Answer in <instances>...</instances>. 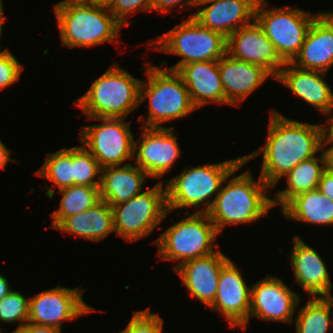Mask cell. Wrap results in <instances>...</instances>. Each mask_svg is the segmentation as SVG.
<instances>
[{
	"mask_svg": "<svg viewBox=\"0 0 333 333\" xmlns=\"http://www.w3.org/2000/svg\"><path fill=\"white\" fill-rule=\"evenodd\" d=\"M327 144L331 145V147L324 150L326 165L328 170H333V132H324L323 147Z\"/></svg>",
	"mask_w": 333,
	"mask_h": 333,
	"instance_id": "f35d334b",
	"label": "cell"
},
{
	"mask_svg": "<svg viewBox=\"0 0 333 333\" xmlns=\"http://www.w3.org/2000/svg\"><path fill=\"white\" fill-rule=\"evenodd\" d=\"M83 290L57 286L45 290L30 299L28 323L44 325L61 330L63 321L97 311L83 299Z\"/></svg>",
	"mask_w": 333,
	"mask_h": 333,
	"instance_id": "7c38bea8",
	"label": "cell"
},
{
	"mask_svg": "<svg viewBox=\"0 0 333 333\" xmlns=\"http://www.w3.org/2000/svg\"><path fill=\"white\" fill-rule=\"evenodd\" d=\"M13 289L9 287V281L6 277L0 274V301L8 295Z\"/></svg>",
	"mask_w": 333,
	"mask_h": 333,
	"instance_id": "60d3db41",
	"label": "cell"
},
{
	"mask_svg": "<svg viewBox=\"0 0 333 333\" xmlns=\"http://www.w3.org/2000/svg\"><path fill=\"white\" fill-rule=\"evenodd\" d=\"M266 5L267 1L255 9V20L274 45L280 59L284 63L292 62L298 55L313 20L319 14L313 15L288 6L266 10Z\"/></svg>",
	"mask_w": 333,
	"mask_h": 333,
	"instance_id": "30bf717a",
	"label": "cell"
},
{
	"mask_svg": "<svg viewBox=\"0 0 333 333\" xmlns=\"http://www.w3.org/2000/svg\"><path fill=\"white\" fill-rule=\"evenodd\" d=\"M227 53L235 59L265 68L274 80L285 64L256 20L227 38Z\"/></svg>",
	"mask_w": 333,
	"mask_h": 333,
	"instance_id": "2e32d148",
	"label": "cell"
},
{
	"mask_svg": "<svg viewBox=\"0 0 333 333\" xmlns=\"http://www.w3.org/2000/svg\"><path fill=\"white\" fill-rule=\"evenodd\" d=\"M61 43L69 48L118 43L122 25L106 5L92 2H59L54 5Z\"/></svg>",
	"mask_w": 333,
	"mask_h": 333,
	"instance_id": "3957f363",
	"label": "cell"
},
{
	"mask_svg": "<svg viewBox=\"0 0 333 333\" xmlns=\"http://www.w3.org/2000/svg\"><path fill=\"white\" fill-rule=\"evenodd\" d=\"M30 299L20 292L12 290L0 301V320L5 323L19 321L18 330L28 322ZM26 323H23V322ZM21 322V323H20Z\"/></svg>",
	"mask_w": 333,
	"mask_h": 333,
	"instance_id": "1f68e13d",
	"label": "cell"
},
{
	"mask_svg": "<svg viewBox=\"0 0 333 333\" xmlns=\"http://www.w3.org/2000/svg\"><path fill=\"white\" fill-rule=\"evenodd\" d=\"M250 173L233 177L216 195L208 215L219 234L226 225L253 223L274 207L266 193L271 187L260 176L254 181Z\"/></svg>",
	"mask_w": 333,
	"mask_h": 333,
	"instance_id": "277c9868",
	"label": "cell"
},
{
	"mask_svg": "<svg viewBox=\"0 0 333 333\" xmlns=\"http://www.w3.org/2000/svg\"><path fill=\"white\" fill-rule=\"evenodd\" d=\"M326 169L327 165L324 151L319 157L314 156L298 163L284 175L287 178V188L276 193L275 199H272L273 206L280 204L282 209L298 194L317 189L322 173Z\"/></svg>",
	"mask_w": 333,
	"mask_h": 333,
	"instance_id": "4316f807",
	"label": "cell"
},
{
	"mask_svg": "<svg viewBox=\"0 0 333 333\" xmlns=\"http://www.w3.org/2000/svg\"><path fill=\"white\" fill-rule=\"evenodd\" d=\"M229 260L217 250L210 255L186 261L174 271L183 280L191 296L209 307L217 294L221 268Z\"/></svg>",
	"mask_w": 333,
	"mask_h": 333,
	"instance_id": "ac0fdd59",
	"label": "cell"
},
{
	"mask_svg": "<svg viewBox=\"0 0 333 333\" xmlns=\"http://www.w3.org/2000/svg\"><path fill=\"white\" fill-rule=\"evenodd\" d=\"M293 249L290 265L294 271L295 281L302 286L310 297L332 296L331 280L324 260L318 252L308 246L298 235L293 237Z\"/></svg>",
	"mask_w": 333,
	"mask_h": 333,
	"instance_id": "44dd1931",
	"label": "cell"
},
{
	"mask_svg": "<svg viewBox=\"0 0 333 333\" xmlns=\"http://www.w3.org/2000/svg\"><path fill=\"white\" fill-rule=\"evenodd\" d=\"M328 127H324V132H333V115L331 114L328 120Z\"/></svg>",
	"mask_w": 333,
	"mask_h": 333,
	"instance_id": "7bdbcfd3",
	"label": "cell"
},
{
	"mask_svg": "<svg viewBox=\"0 0 333 333\" xmlns=\"http://www.w3.org/2000/svg\"><path fill=\"white\" fill-rule=\"evenodd\" d=\"M247 163L244 156L218 164H206L184 169L166 182V204L169 212L184 207L204 205L195 213H208L216 195L227 179ZM214 196V199H211ZM206 207V208H205Z\"/></svg>",
	"mask_w": 333,
	"mask_h": 333,
	"instance_id": "7a4b0ae2",
	"label": "cell"
},
{
	"mask_svg": "<svg viewBox=\"0 0 333 333\" xmlns=\"http://www.w3.org/2000/svg\"><path fill=\"white\" fill-rule=\"evenodd\" d=\"M218 234L208 213H193L169 227L154 244L160 258L179 262L175 270L186 261L216 252Z\"/></svg>",
	"mask_w": 333,
	"mask_h": 333,
	"instance_id": "ba28073f",
	"label": "cell"
},
{
	"mask_svg": "<svg viewBox=\"0 0 333 333\" xmlns=\"http://www.w3.org/2000/svg\"><path fill=\"white\" fill-rule=\"evenodd\" d=\"M114 230L127 242L145 238L167 217L166 188L158 182L126 202L113 205Z\"/></svg>",
	"mask_w": 333,
	"mask_h": 333,
	"instance_id": "9c48e42d",
	"label": "cell"
},
{
	"mask_svg": "<svg viewBox=\"0 0 333 333\" xmlns=\"http://www.w3.org/2000/svg\"><path fill=\"white\" fill-rule=\"evenodd\" d=\"M295 66L327 73L333 65V20L320 12L313 20L298 55Z\"/></svg>",
	"mask_w": 333,
	"mask_h": 333,
	"instance_id": "7402d4cb",
	"label": "cell"
},
{
	"mask_svg": "<svg viewBox=\"0 0 333 333\" xmlns=\"http://www.w3.org/2000/svg\"><path fill=\"white\" fill-rule=\"evenodd\" d=\"M122 26H129L127 17L134 11H152V0H112L107 6Z\"/></svg>",
	"mask_w": 333,
	"mask_h": 333,
	"instance_id": "836d02e7",
	"label": "cell"
},
{
	"mask_svg": "<svg viewBox=\"0 0 333 333\" xmlns=\"http://www.w3.org/2000/svg\"><path fill=\"white\" fill-rule=\"evenodd\" d=\"M149 308L134 313L124 333H162L163 319Z\"/></svg>",
	"mask_w": 333,
	"mask_h": 333,
	"instance_id": "d6a6232c",
	"label": "cell"
},
{
	"mask_svg": "<svg viewBox=\"0 0 333 333\" xmlns=\"http://www.w3.org/2000/svg\"><path fill=\"white\" fill-rule=\"evenodd\" d=\"M101 166L95 157L84 147H73V185L100 187Z\"/></svg>",
	"mask_w": 333,
	"mask_h": 333,
	"instance_id": "4dcf8cb0",
	"label": "cell"
},
{
	"mask_svg": "<svg viewBox=\"0 0 333 333\" xmlns=\"http://www.w3.org/2000/svg\"><path fill=\"white\" fill-rule=\"evenodd\" d=\"M22 66L8 49L0 51V90L18 81L23 70Z\"/></svg>",
	"mask_w": 333,
	"mask_h": 333,
	"instance_id": "e575fe53",
	"label": "cell"
},
{
	"mask_svg": "<svg viewBox=\"0 0 333 333\" xmlns=\"http://www.w3.org/2000/svg\"><path fill=\"white\" fill-rule=\"evenodd\" d=\"M11 333H61V330L44 325H36L32 323H26L18 330H14Z\"/></svg>",
	"mask_w": 333,
	"mask_h": 333,
	"instance_id": "74e56055",
	"label": "cell"
},
{
	"mask_svg": "<svg viewBox=\"0 0 333 333\" xmlns=\"http://www.w3.org/2000/svg\"><path fill=\"white\" fill-rule=\"evenodd\" d=\"M177 72L184 80L191 101L196 108L213 102L225 103L218 60L188 63Z\"/></svg>",
	"mask_w": 333,
	"mask_h": 333,
	"instance_id": "603a6c76",
	"label": "cell"
},
{
	"mask_svg": "<svg viewBox=\"0 0 333 333\" xmlns=\"http://www.w3.org/2000/svg\"><path fill=\"white\" fill-rule=\"evenodd\" d=\"M112 0H94V3L108 6Z\"/></svg>",
	"mask_w": 333,
	"mask_h": 333,
	"instance_id": "f6af8a7d",
	"label": "cell"
},
{
	"mask_svg": "<svg viewBox=\"0 0 333 333\" xmlns=\"http://www.w3.org/2000/svg\"><path fill=\"white\" fill-rule=\"evenodd\" d=\"M251 288L243 279L240 269L229 260L219 275L217 294L210 309L223 314L230 328H247L250 312Z\"/></svg>",
	"mask_w": 333,
	"mask_h": 333,
	"instance_id": "5bb4252c",
	"label": "cell"
},
{
	"mask_svg": "<svg viewBox=\"0 0 333 333\" xmlns=\"http://www.w3.org/2000/svg\"><path fill=\"white\" fill-rule=\"evenodd\" d=\"M300 297L278 277L269 275L251 287L249 318L290 324Z\"/></svg>",
	"mask_w": 333,
	"mask_h": 333,
	"instance_id": "9a60e30c",
	"label": "cell"
},
{
	"mask_svg": "<svg viewBox=\"0 0 333 333\" xmlns=\"http://www.w3.org/2000/svg\"><path fill=\"white\" fill-rule=\"evenodd\" d=\"M12 150H9L0 140V169H5L7 162H17L16 159L10 157Z\"/></svg>",
	"mask_w": 333,
	"mask_h": 333,
	"instance_id": "ab89813d",
	"label": "cell"
},
{
	"mask_svg": "<svg viewBox=\"0 0 333 333\" xmlns=\"http://www.w3.org/2000/svg\"><path fill=\"white\" fill-rule=\"evenodd\" d=\"M141 82L115 64L93 81L75 103L86 118H126L139 107Z\"/></svg>",
	"mask_w": 333,
	"mask_h": 333,
	"instance_id": "5b68a950",
	"label": "cell"
},
{
	"mask_svg": "<svg viewBox=\"0 0 333 333\" xmlns=\"http://www.w3.org/2000/svg\"><path fill=\"white\" fill-rule=\"evenodd\" d=\"M54 229L99 242L115 232L112 207L101 200L86 211L66 217Z\"/></svg>",
	"mask_w": 333,
	"mask_h": 333,
	"instance_id": "d4e9b609",
	"label": "cell"
},
{
	"mask_svg": "<svg viewBox=\"0 0 333 333\" xmlns=\"http://www.w3.org/2000/svg\"><path fill=\"white\" fill-rule=\"evenodd\" d=\"M3 7H4L3 2H2V0H0V39H1V34H2V26L6 19L5 15H3ZM1 49H2V47H0V50Z\"/></svg>",
	"mask_w": 333,
	"mask_h": 333,
	"instance_id": "b9f144b4",
	"label": "cell"
},
{
	"mask_svg": "<svg viewBox=\"0 0 333 333\" xmlns=\"http://www.w3.org/2000/svg\"><path fill=\"white\" fill-rule=\"evenodd\" d=\"M100 125H85L80 133L83 146L95 157L101 168L120 166L134 158V135L125 118H87Z\"/></svg>",
	"mask_w": 333,
	"mask_h": 333,
	"instance_id": "8fae6325",
	"label": "cell"
},
{
	"mask_svg": "<svg viewBox=\"0 0 333 333\" xmlns=\"http://www.w3.org/2000/svg\"><path fill=\"white\" fill-rule=\"evenodd\" d=\"M225 104L238 106L272 75L263 67L241 61L226 53L218 59Z\"/></svg>",
	"mask_w": 333,
	"mask_h": 333,
	"instance_id": "ffe728a7",
	"label": "cell"
},
{
	"mask_svg": "<svg viewBox=\"0 0 333 333\" xmlns=\"http://www.w3.org/2000/svg\"><path fill=\"white\" fill-rule=\"evenodd\" d=\"M250 1L256 8L260 5H262L263 3H266V0H247Z\"/></svg>",
	"mask_w": 333,
	"mask_h": 333,
	"instance_id": "ee69618b",
	"label": "cell"
},
{
	"mask_svg": "<svg viewBox=\"0 0 333 333\" xmlns=\"http://www.w3.org/2000/svg\"><path fill=\"white\" fill-rule=\"evenodd\" d=\"M62 194L60 207L51 213V228H55L66 217L86 211L95 206L100 198V187L72 185L60 189Z\"/></svg>",
	"mask_w": 333,
	"mask_h": 333,
	"instance_id": "f1b7e54d",
	"label": "cell"
},
{
	"mask_svg": "<svg viewBox=\"0 0 333 333\" xmlns=\"http://www.w3.org/2000/svg\"><path fill=\"white\" fill-rule=\"evenodd\" d=\"M270 115L266 144L244 156V160L248 162L263 152L260 177L274 188L298 163L322 150L325 126L288 119L276 110Z\"/></svg>",
	"mask_w": 333,
	"mask_h": 333,
	"instance_id": "6da1fadb",
	"label": "cell"
},
{
	"mask_svg": "<svg viewBox=\"0 0 333 333\" xmlns=\"http://www.w3.org/2000/svg\"><path fill=\"white\" fill-rule=\"evenodd\" d=\"M317 189L325 196L333 200V170L326 169L322 173Z\"/></svg>",
	"mask_w": 333,
	"mask_h": 333,
	"instance_id": "8d00e7d4",
	"label": "cell"
},
{
	"mask_svg": "<svg viewBox=\"0 0 333 333\" xmlns=\"http://www.w3.org/2000/svg\"><path fill=\"white\" fill-rule=\"evenodd\" d=\"M325 72L299 68L285 63L276 79L289 88L297 97L325 114L333 111V92L327 85Z\"/></svg>",
	"mask_w": 333,
	"mask_h": 333,
	"instance_id": "d6986e66",
	"label": "cell"
},
{
	"mask_svg": "<svg viewBox=\"0 0 333 333\" xmlns=\"http://www.w3.org/2000/svg\"><path fill=\"white\" fill-rule=\"evenodd\" d=\"M36 175L44 177L58 190L73 185V147L49 153Z\"/></svg>",
	"mask_w": 333,
	"mask_h": 333,
	"instance_id": "f546056e",
	"label": "cell"
},
{
	"mask_svg": "<svg viewBox=\"0 0 333 333\" xmlns=\"http://www.w3.org/2000/svg\"><path fill=\"white\" fill-rule=\"evenodd\" d=\"M332 308V296L310 298L298 311L295 319L296 333H329V327L333 328Z\"/></svg>",
	"mask_w": 333,
	"mask_h": 333,
	"instance_id": "83f0119b",
	"label": "cell"
},
{
	"mask_svg": "<svg viewBox=\"0 0 333 333\" xmlns=\"http://www.w3.org/2000/svg\"><path fill=\"white\" fill-rule=\"evenodd\" d=\"M150 177L133 164L109 166L101 169L100 198L110 206L126 202L142 193V185Z\"/></svg>",
	"mask_w": 333,
	"mask_h": 333,
	"instance_id": "cb8c5ba5",
	"label": "cell"
},
{
	"mask_svg": "<svg viewBox=\"0 0 333 333\" xmlns=\"http://www.w3.org/2000/svg\"><path fill=\"white\" fill-rule=\"evenodd\" d=\"M196 6L198 12L189 17L196 19L202 26L223 34L226 38L240 27L255 20L256 7L247 0H198ZM200 6L205 8L200 9Z\"/></svg>",
	"mask_w": 333,
	"mask_h": 333,
	"instance_id": "e0dca14e",
	"label": "cell"
},
{
	"mask_svg": "<svg viewBox=\"0 0 333 333\" xmlns=\"http://www.w3.org/2000/svg\"><path fill=\"white\" fill-rule=\"evenodd\" d=\"M141 129L143 131L141 132V138L138 139L139 142H134V164L151 178H161L167 171H170L181 153L177 136L173 134L175 128H147L141 126Z\"/></svg>",
	"mask_w": 333,
	"mask_h": 333,
	"instance_id": "4fadbf2b",
	"label": "cell"
},
{
	"mask_svg": "<svg viewBox=\"0 0 333 333\" xmlns=\"http://www.w3.org/2000/svg\"><path fill=\"white\" fill-rule=\"evenodd\" d=\"M284 217L309 224L333 225V200L318 189L298 194L282 209Z\"/></svg>",
	"mask_w": 333,
	"mask_h": 333,
	"instance_id": "484cf974",
	"label": "cell"
},
{
	"mask_svg": "<svg viewBox=\"0 0 333 333\" xmlns=\"http://www.w3.org/2000/svg\"><path fill=\"white\" fill-rule=\"evenodd\" d=\"M61 2H92V3H94V0H63Z\"/></svg>",
	"mask_w": 333,
	"mask_h": 333,
	"instance_id": "bcb514c9",
	"label": "cell"
},
{
	"mask_svg": "<svg viewBox=\"0 0 333 333\" xmlns=\"http://www.w3.org/2000/svg\"><path fill=\"white\" fill-rule=\"evenodd\" d=\"M198 0H152V10L160 11V13H169L174 7H196ZM172 7V8H171Z\"/></svg>",
	"mask_w": 333,
	"mask_h": 333,
	"instance_id": "d590c367",
	"label": "cell"
},
{
	"mask_svg": "<svg viewBox=\"0 0 333 333\" xmlns=\"http://www.w3.org/2000/svg\"><path fill=\"white\" fill-rule=\"evenodd\" d=\"M333 20V12H325Z\"/></svg>",
	"mask_w": 333,
	"mask_h": 333,
	"instance_id": "7dc6e473",
	"label": "cell"
},
{
	"mask_svg": "<svg viewBox=\"0 0 333 333\" xmlns=\"http://www.w3.org/2000/svg\"><path fill=\"white\" fill-rule=\"evenodd\" d=\"M147 45L155 46V50L182 57L171 68H167L174 71L188 63L218 60L227 53V38L202 26L193 17L183 20L181 24Z\"/></svg>",
	"mask_w": 333,
	"mask_h": 333,
	"instance_id": "52a82bcc",
	"label": "cell"
},
{
	"mask_svg": "<svg viewBox=\"0 0 333 333\" xmlns=\"http://www.w3.org/2000/svg\"><path fill=\"white\" fill-rule=\"evenodd\" d=\"M147 82H141L140 104L149 99L147 119L142 127L163 128L161 123L179 119L197 109L190 98L189 91L181 75L174 70L146 63Z\"/></svg>",
	"mask_w": 333,
	"mask_h": 333,
	"instance_id": "8992f818",
	"label": "cell"
}]
</instances>
